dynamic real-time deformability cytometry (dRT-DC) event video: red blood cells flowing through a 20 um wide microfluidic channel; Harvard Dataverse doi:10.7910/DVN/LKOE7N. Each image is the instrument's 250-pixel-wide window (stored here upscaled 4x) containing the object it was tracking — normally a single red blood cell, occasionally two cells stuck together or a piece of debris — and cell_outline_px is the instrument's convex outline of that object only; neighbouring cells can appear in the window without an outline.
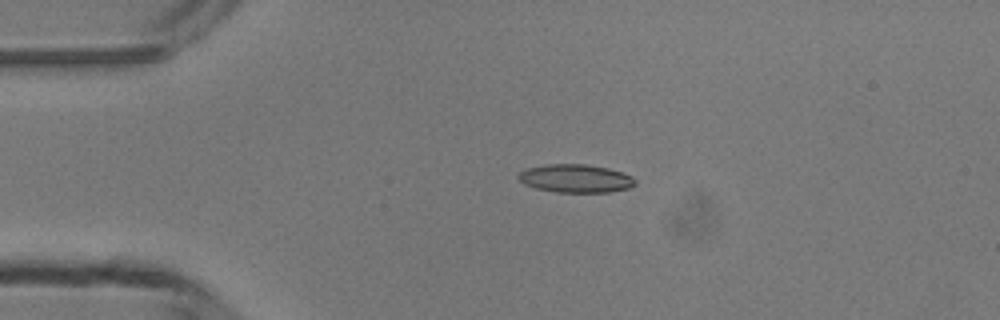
{"species": "common noctule bat (a hibernating species)", "species_latin": "Nyctalus noctula", "temperature_condition": "room temperature", "stored_images_in_passage": 5, "camera_frame_rate_fps": 3000, "um_per_image_px": 0.085, "animal": {"sex": "male", "body_mass_g": 13.3}, "frame": {"image": 1, "passage_image": 4, "time_ms": 3.333, "image_size_px": [1000, 320], "cell_outline_px": [[636, 184], [628, 188], [608, 192], [556, 192], [536, 188], [524, 184], [516, 176], [520, 172], [528, 168], [548, 164], [584, 164], [608, 168], [632, 176], [636, 180]], "centroid_in_image_um": [48.92, 15.17], "position_along_channel_um": 36.1, "area_um2": 19.07}}